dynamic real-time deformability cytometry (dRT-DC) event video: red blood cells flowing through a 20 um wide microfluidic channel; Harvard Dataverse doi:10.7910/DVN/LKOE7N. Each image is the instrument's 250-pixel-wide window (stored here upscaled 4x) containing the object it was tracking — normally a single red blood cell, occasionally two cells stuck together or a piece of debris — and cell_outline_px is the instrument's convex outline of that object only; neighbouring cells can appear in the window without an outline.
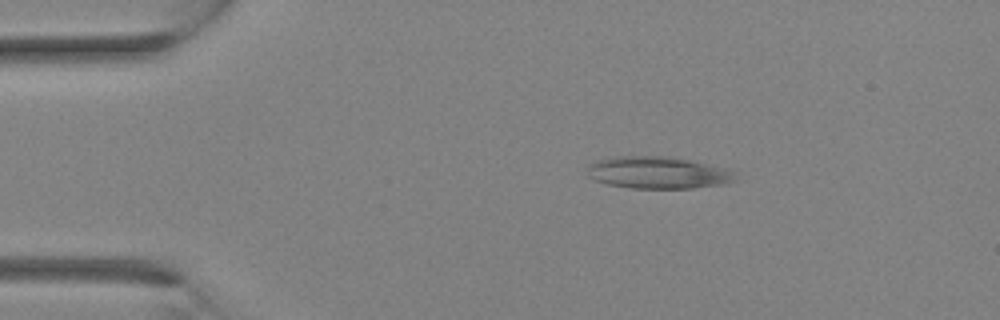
{"species": "Egyptian fruit bat (a non-hibernating species)", "species_latin": "Rousettus aegyptiacus", "temperature_condition": "room temperature", "stored_images_in_passage": 3, "camera_frame_rate_fps": 3000, "um_per_image_px": 0.085, "animal": {"sex": "female"}, "frame": {"image": 1, "passage_image": 2, "time_ms": 1.333, "image_size_px": [1000, 320], "cell_outline_px": [[736, 180], [724, 184], [692, 188], [632, 188], [608, 184], [596, 180], [588, 176], [588, 164], [596, 160], [616, 156], [672, 156], [692, 160], [728, 168], [736, 172]], "centroid_in_image_um": [55.97, 14.66], "position_along_channel_um": 29.0, "area_um2": 27.98}}